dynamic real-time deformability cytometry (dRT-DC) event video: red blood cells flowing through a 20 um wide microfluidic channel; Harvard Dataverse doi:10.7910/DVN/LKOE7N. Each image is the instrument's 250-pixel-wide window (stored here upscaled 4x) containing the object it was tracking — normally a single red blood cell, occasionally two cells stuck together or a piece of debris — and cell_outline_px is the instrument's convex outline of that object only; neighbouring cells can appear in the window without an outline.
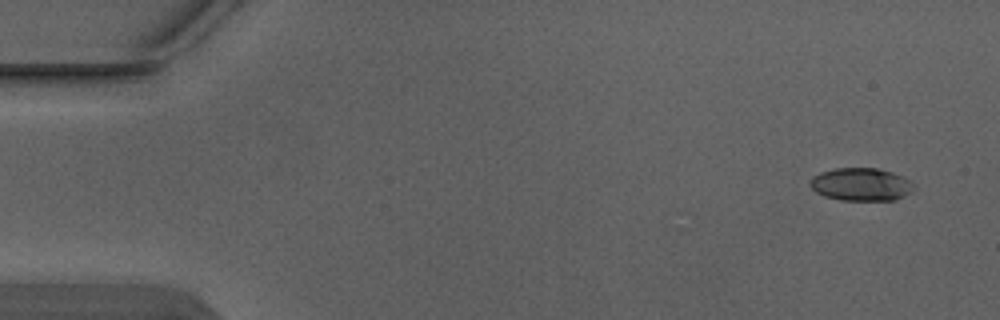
{"species": "Egyptian fruit bat (a non-hibernating species)", "species_latin": "Rousettus aegyptiacus", "temperature_condition": "warm", "stored_images_in_passage": 4, "camera_frame_rate_fps": 3000, "um_per_image_px": 0.085, "animal": {"sex": "male"}, "frame": {"image": 1, "passage_image": 1, "time_ms": 0.0, "image_size_px": [1000, 320], "cell_outline_px": [[912, 188], [904, 196], [896, 200], [840, 200], [824, 196], [816, 192], [812, 188], [812, 176], [820, 172], [832, 168], [876, 168], [892, 172], [904, 176], [912, 180]], "centroid_in_image_um": [73.19, 15.66], "position_along_channel_um": 11.8, "area_um2": 19.83}}